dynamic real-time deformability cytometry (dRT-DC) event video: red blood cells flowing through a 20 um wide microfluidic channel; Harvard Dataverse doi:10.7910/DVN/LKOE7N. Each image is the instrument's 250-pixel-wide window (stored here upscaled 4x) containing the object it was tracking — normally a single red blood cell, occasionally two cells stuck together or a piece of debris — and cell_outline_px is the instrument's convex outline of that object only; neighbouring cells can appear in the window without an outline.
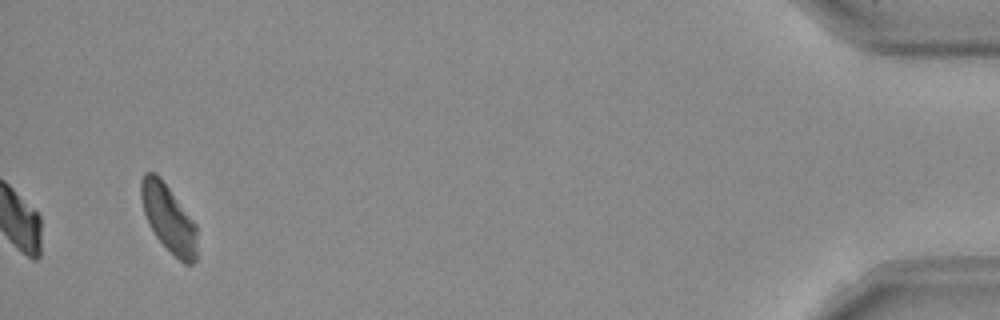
{"species": "Egyptian fruit bat (a non-hibernating species)", "species_latin": "Rousettus aegyptiacus", "temperature_condition": "room temperature", "stored_images_in_passage": 39, "camera_frame_rate_fps": 3000, "um_per_image_px": 0.085, "frame": {"image": 1, "passage_image": 39, "time_ms": 12.667, "image_size_px": [1000, 320], "cell_outline_px": [[196, 260], [192, 264], [184, 264], [156, 236], [148, 224], [144, 212], [140, 196], [140, 180], [144, 172], [156, 172], [160, 176], [196, 224]], "centroid_in_image_um": [14.3, 18.51], "position_along_channel_um": 420.9, "area_um2": 21.85}}